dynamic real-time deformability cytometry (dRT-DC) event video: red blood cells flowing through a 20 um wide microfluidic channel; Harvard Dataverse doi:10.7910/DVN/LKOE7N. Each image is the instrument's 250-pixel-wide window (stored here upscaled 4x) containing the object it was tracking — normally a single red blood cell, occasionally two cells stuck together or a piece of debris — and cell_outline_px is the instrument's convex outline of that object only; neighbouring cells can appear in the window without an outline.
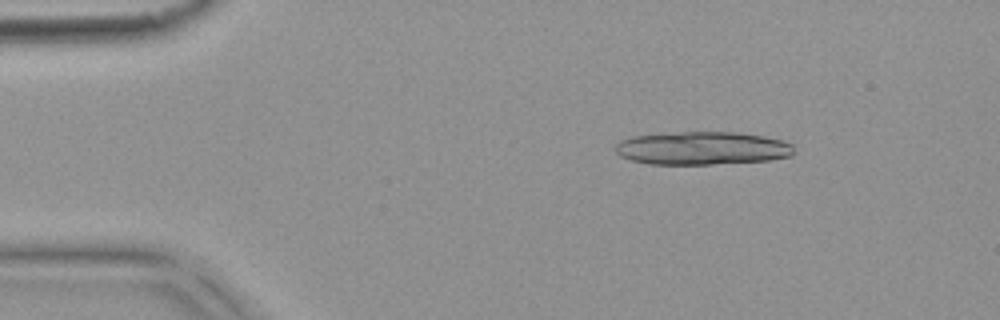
{"species": "common noctule bat (a hibernating species)", "species_latin": "Nyctalus noctula", "temperature_condition": "warm", "stored_images_in_passage": 7, "camera_frame_rate_fps": 3000, "um_per_image_px": 0.085, "animal": {"sex": "female", "body_mass_g": 18.4}, "frame": {"image": 1, "passage_image": 3, "time_ms": 0.667, "image_size_px": [1000, 320], "cell_outline_px": [[796, 152], [792, 156], [768, 160], [708, 164], [648, 164], [632, 160], [620, 156], [616, 152], [616, 144], [620, 140], [632, 136], [680, 132], [740, 132], [764, 136], [784, 140], [792, 144]], "centroid_in_image_um": [59.73, 12.59], "position_along_channel_um": 25.3, "area_um2": 34.62}}